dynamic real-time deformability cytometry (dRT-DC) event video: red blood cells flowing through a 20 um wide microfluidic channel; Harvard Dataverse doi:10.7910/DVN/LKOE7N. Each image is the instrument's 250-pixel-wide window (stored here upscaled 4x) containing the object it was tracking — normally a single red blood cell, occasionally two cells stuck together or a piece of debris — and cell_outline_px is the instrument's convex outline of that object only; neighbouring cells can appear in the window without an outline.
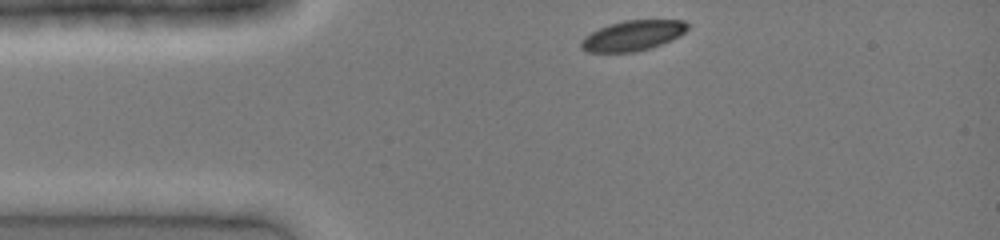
{"species": "common noctule bat (a hibernating species)", "species_latin": "Nyctalus noctula", "temperature_condition": "cold", "stored_images_in_passage": 30, "camera_frame_rate_fps": 3000, "um_per_image_px": 0.085, "animal": {"sex": "female", "body_mass_g": 19.0, "forearm_length_mm": 51.5}, "frame": {"image": 1, "passage_image": 1, "time_ms": 0.0, "image_size_px": [1000, 240], "cell_outline_px": [[688, 28], [680, 36], [660, 44], [636, 52], [588, 52], [580, 48], [580, 40], [584, 36], [608, 24], [624, 20], [684, 20], [688, 24]], "centroid_in_image_um": [53.75, 3.02], "position_along_channel_um": 31.2, "area_um2": 18.73}}
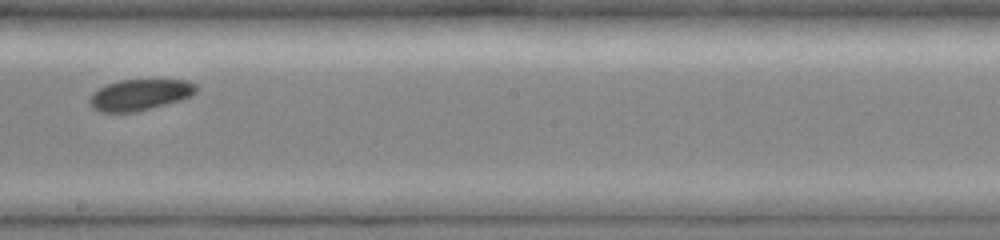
{"frame": {"image": 2, "passage_image": 17, "time_ms": 5.333, "image_size_px": [1000, 240], "cell_outline_px": [[196, 92], [180, 100], [136, 112], [100, 112], [92, 108], [88, 104], [88, 100], [92, 92], [108, 84], [120, 80], [188, 80], [196, 84]], "centroid_in_image_um": [11.84, 8.06], "position_along_channel_um": 236.4, "area_um2": 19.25}}
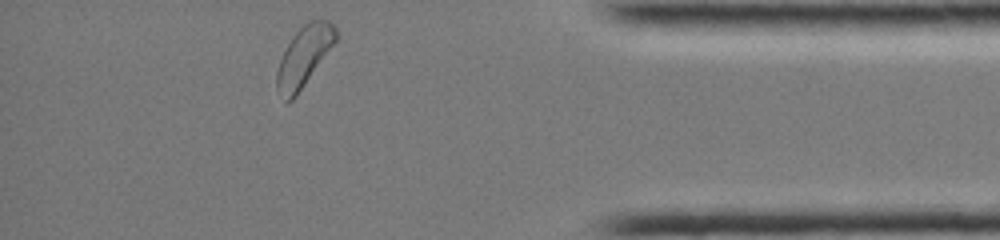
{"frame": {"image": 3, "passage_image": 30, "time_ms": 9.667, "image_size_px": [1000, 240], "cell_outline_px": [[340, 36], [296, 96], [292, 100], [288, 100], [276, 92], [276, 72], [280, 60], [292, 36], [304, 24], [312, 20], [328, 20], [336, 28]], "centroid_in_image_um": [25.85, 4.78], "position_along_channel_um": 409.3, "area_um2": 20.46}}